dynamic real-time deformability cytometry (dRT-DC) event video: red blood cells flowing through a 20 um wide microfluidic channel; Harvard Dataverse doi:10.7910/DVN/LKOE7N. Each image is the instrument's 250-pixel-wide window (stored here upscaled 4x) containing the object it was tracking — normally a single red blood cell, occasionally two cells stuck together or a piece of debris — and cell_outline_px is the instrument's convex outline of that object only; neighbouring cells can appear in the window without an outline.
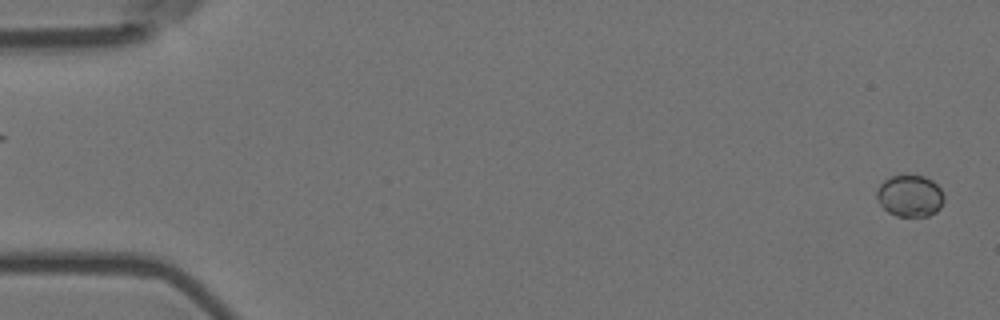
{"species": "Egyptian fruit bat (a non-hibernating species)", "species_latin": "Rousettus aegyptiacus", "temperature_condition": "room temperature", "stored_images_in_passage": 7, "camera_frame_rate_fps": 3000, "um_per_image_px": 0.085, "animal": {"sex": "female"}, "frame": {"image": 1, "passage_image": 1, "time_ms": 0.0, "image_size_px": [1000, 320], "cell_outline_px": [[944, 200], [940, 208], [936, 212], [928, 216], [896, 216], [888, 212], [880, 204], [876, 196], [876, 192], [880, 184], [884, 180], [892, 176], [924, 176], [932, 180], [940, 188], [944, 196]], "centroid_in_image_um": [77.35, 16.66], "position_along_channel_um": 7.7, "area_um2": 16.3}}